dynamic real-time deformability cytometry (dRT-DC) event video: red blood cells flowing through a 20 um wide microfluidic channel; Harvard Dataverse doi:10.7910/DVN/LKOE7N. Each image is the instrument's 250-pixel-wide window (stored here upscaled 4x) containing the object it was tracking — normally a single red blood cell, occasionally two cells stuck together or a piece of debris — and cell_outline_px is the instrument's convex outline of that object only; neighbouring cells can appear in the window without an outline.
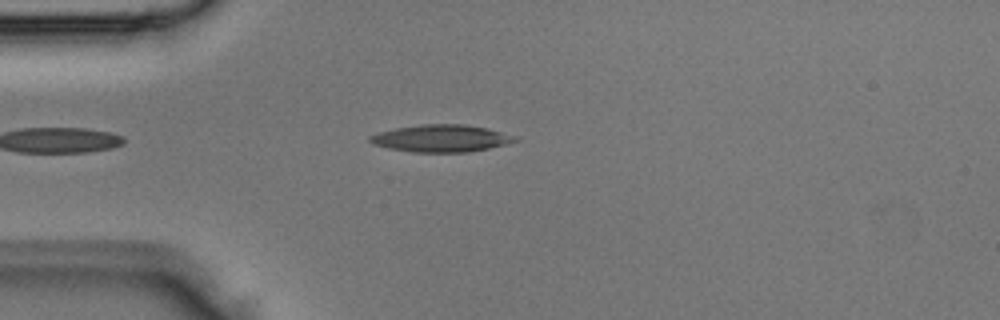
{"species": "Egyptian fruit bat (a non-hibernating species)", "species_latin": "Rousettus aegyptiacus", "temperature_condition": "room temperature", "stored_images_in_passage": 2, "camera_frame_rate_fps": 3000, "um_per_image_px": 0.085, "animal": {"sex": "male"}, "frame": {"image": 1, "passage_image": 2, "time_ms": 0.333, "image_size_px": [1000, 320], "cell_outline_px": [[520, 140], [488, 148], [468, 152], [412, 152], [388, 148], [372, 144], [368, 140], [368, 136], [380, 132], [396, 128], [420, 124], [464, 124], [488, 128], [516, 136]], "centroid_in_image_um": [37.48, 11.75], "position_along_channel_um": 47.5, "area_um2": 23.0}}